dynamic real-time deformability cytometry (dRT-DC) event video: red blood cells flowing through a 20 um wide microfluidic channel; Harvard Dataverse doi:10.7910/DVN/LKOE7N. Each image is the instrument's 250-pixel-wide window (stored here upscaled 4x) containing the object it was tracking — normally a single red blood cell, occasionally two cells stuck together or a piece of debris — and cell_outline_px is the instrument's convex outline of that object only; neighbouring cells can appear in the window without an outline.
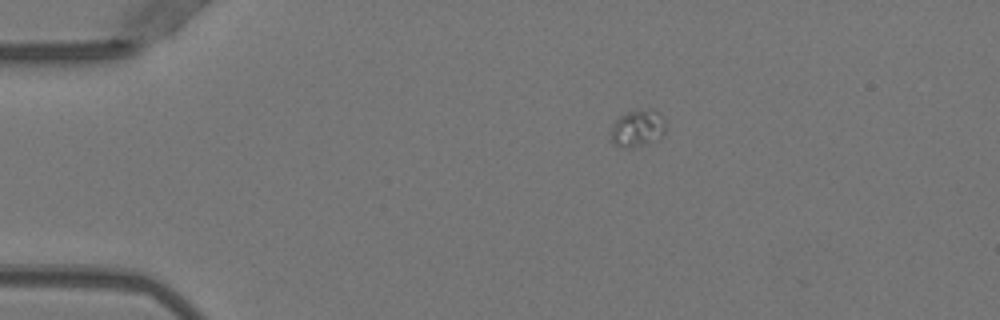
{"species": "Egyptian fruit bat (a non-hibernating species)", "species_latin": "Rousettus aegyptiacus", "temperature_condition": "warm", "stored_images_in_passage": 4, "segment_of_instrument_passage": [1, 2], "camera_frame_rate_fps": 3000, "um_per_image_px": 0.085, "animal": {"sex": "female"}, "frame": {"image": 1, "passage_image": 1, "time_ms": 0.0, "image_size_px": [1000, 320], "cell_outline_px": [[664, 132], [660, 140], [632, 148], [624, 148], [612, 144], [612, 128], [616, 120], [620, 116], [628, 112], [656, 108], [660, 112], [664, 120]], "centroid_in_image_um": [54.23, 10.92], "position_along_channel_um": 30.8, "area_um2": 11.91}}